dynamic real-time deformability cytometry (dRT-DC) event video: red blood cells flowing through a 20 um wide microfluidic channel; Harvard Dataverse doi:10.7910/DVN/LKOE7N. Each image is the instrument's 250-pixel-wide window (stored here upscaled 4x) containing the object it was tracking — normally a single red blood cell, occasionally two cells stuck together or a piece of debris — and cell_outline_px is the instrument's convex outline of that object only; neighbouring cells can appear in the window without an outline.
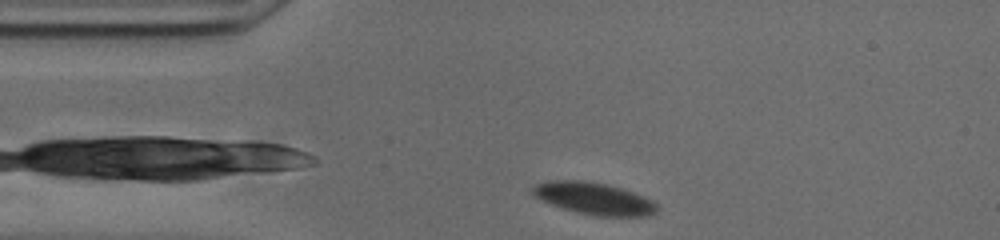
{"species": "common noctule bat (a hibernating species)", "species_latin": "Nyctalus noctula", "temperature_condition": "cold", "stored_images_in_passage": 47, "camera_frame_rate_fps": 3000, "um_per_image_px": 0.085, "animal": {"sex": "male", "body_mass_g": 20.0, "forearm_length_mm": 53.3}, "frame": {"image": 1, "passage_image": 2, "time_ms": 0.333, "image_size_px": [1000, 240], "cell_outline_px": [[656, 212], [648, 216], [596, 216], [576, 212], [552, 204], [536, 196], [532, 192], [532, 188], [536, 184], [548, 180], [584, 180], [608, 184], [644, 196], [652, 200], [656, 204]], "centroid_in_image_um": [50.5, 16.86], "position_along_channel_um": 34.5, "area_um2": 23.0}}
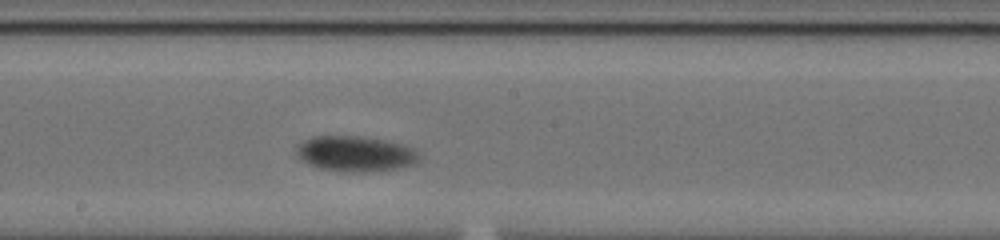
{"frame": {"image": 2, "passage_image": 20, "time_ms": 6.333, "image_size_px": [1000, 240], "cell_outline_px": [[420, 160], [412, 164], [396, 168], [364, 172], [348, 172], [320, 168], [296, 156], [296, 148], [304, 140], [312, 136], [360, 136], [384, 140], [416, 148], [420, 156]], "centroid_in_image_um": [30.23, 13.06], "position_along_channel_um": 218.0, "area_um2": 25.14}}
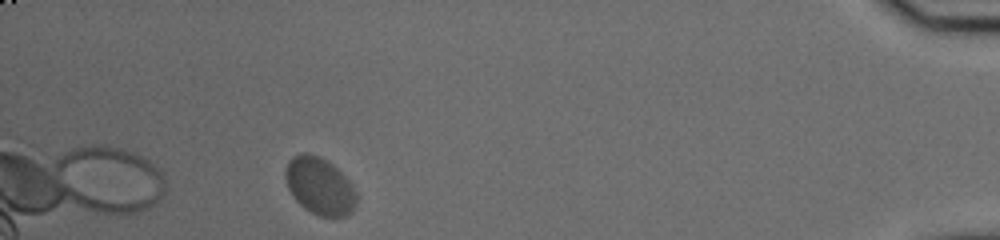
{"frame": {"image": 3, "passage_image": 42, "time_ms": 13.667, "image_size_px": [1000, 240], "cell_outline_px": [[356, 208], [348, 216], [320, 216], [304, 208], [292, 196], [288, 188], [284, 176], [284, 168], [288, 160], [292, 156], [304, 152], [308, 152], [320, 156], [332, 164], [352, 184], [356, 192]], "centroid_in_image_um": [27.15, 15.8], "position_along_channel_um": 408.0, "area_um2": 23.93}}